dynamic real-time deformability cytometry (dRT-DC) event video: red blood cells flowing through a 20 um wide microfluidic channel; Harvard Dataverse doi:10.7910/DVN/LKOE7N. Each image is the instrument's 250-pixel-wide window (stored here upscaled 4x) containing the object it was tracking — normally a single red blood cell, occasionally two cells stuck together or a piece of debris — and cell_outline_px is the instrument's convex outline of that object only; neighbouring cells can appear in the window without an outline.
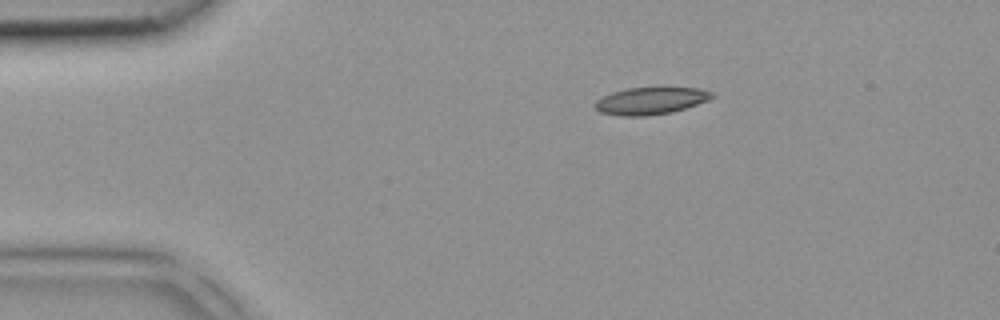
{"species": "common noctule bat (a hibernating species)", "species_latin": "Nyctalus noctula", "temperature_condition": "room temperature", "stored_images_in_passage": 2, "camera_frame_rate_fps": 3000, "um_per_image_px": 0.085, "animal": {"sex": "female", "body_mass_g": 18.4}, "frame": {"image": 1, "passage_image": 1, "time_ms": 0.0, "image_size_px": [1000, 320], "cell_outline_px": [[712, 96], [708, 100], [672, 112], [644, 116], [624, 116], [600, 112], [592, 104], [596, 100], [612, 92], [628, 88], [696, 88], [712, 92]], "centroid_in_image_um": [55.25, 8.57], "position_along_channel_um": 29.8, "area_um2": 18.15}}